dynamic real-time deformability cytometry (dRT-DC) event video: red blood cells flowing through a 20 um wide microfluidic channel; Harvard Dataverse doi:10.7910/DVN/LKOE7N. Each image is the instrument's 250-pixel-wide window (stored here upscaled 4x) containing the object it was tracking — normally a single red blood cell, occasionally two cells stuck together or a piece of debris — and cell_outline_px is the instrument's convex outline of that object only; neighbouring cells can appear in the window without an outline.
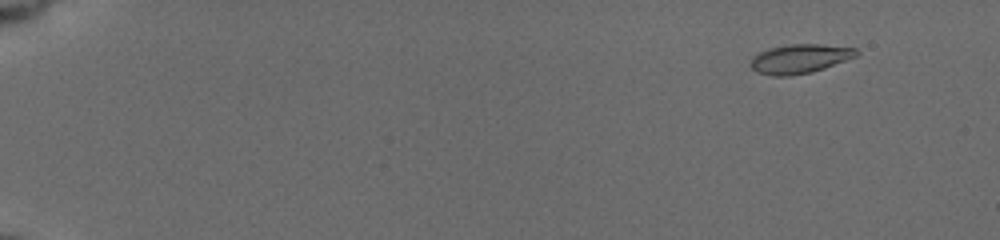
{"species": "common noctule bat (a hibernating species)", "species_latin": "Nyctalus noctula", "temperature_condition": "cold", "stored_images_in_passage": 59, "camera_frame_rate_fps": 3000, "um_per_image_px": 0.085, "animal": {"sex": "female", "body_mass_g": 19.5, "forearm_length_mm": 54.1}, "frame": {"image": 1, "passage_image": 7, "time_ms": 2.0, "image_size_px": [1000, 240], "cell_outline_px": [[860, 52], [856, 56], [824, 68], [812, 72], [788, 76], [772, 76], [756, 72], [748, 64], [752, 56], [768, 48], [792, 44], [820, 44], [856, 48]], "centroid_in_image_um": [67.94, 5.0], "position_along_channel_um": 17.1, "area_um2": 18.03}}
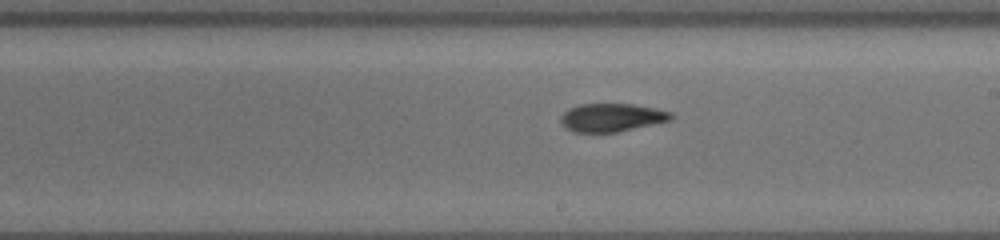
{"frame": {"image": 2, "passage_image": 37, "time_ms": 12.0, "image_size_px": [1000, 240], "cell_outline_px": [[676, 116], [668, 120], [616, 132], [572, 132], [560, 120], [560, 116], [568, 108], [580, 104], [632, 104], [656, 108], [672, 112]], "centroid_in_image_um": [51.98, 9.97], "position_along_channel_um": 237.0, "area_um2": 17.92}}
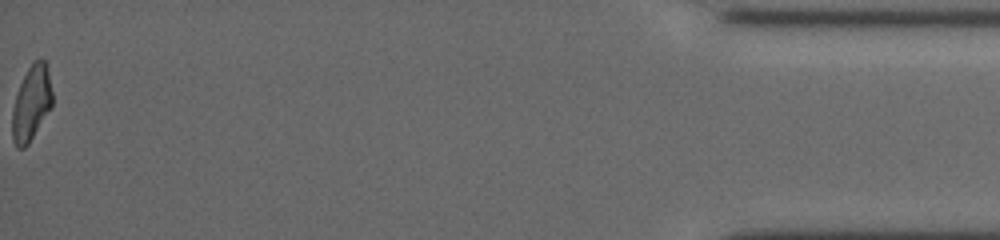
{"frame": {"image": 3, "passage_image": 59, "time_ms": 19.333, "image_size_px": [1000, 240], "cell_outline_px": [[52, 104], [28, 144], [24, 148], [16, 148], [12, 140], [12, 112], [16, 96], [20, 84], [28, 68], [40, 56], [44, 60], [48, 72], [52, 92]], "centroid_in_image_um": [2.65, 8.78], "position_along_channel_um": 432.6, "area_um2": 17.11}, "authors_computed_cell_mechanics": {"area_um2": 17.918, "velocity_mm_per_s": 3.7593, "shape_relaxation_time_tau1_ms": 5.2141, "shape_relaxation_time_tau2_ms": 2.2048, "deformation_change_tau1": 0.1687, "deformation_change_tau2": 0.0876}}